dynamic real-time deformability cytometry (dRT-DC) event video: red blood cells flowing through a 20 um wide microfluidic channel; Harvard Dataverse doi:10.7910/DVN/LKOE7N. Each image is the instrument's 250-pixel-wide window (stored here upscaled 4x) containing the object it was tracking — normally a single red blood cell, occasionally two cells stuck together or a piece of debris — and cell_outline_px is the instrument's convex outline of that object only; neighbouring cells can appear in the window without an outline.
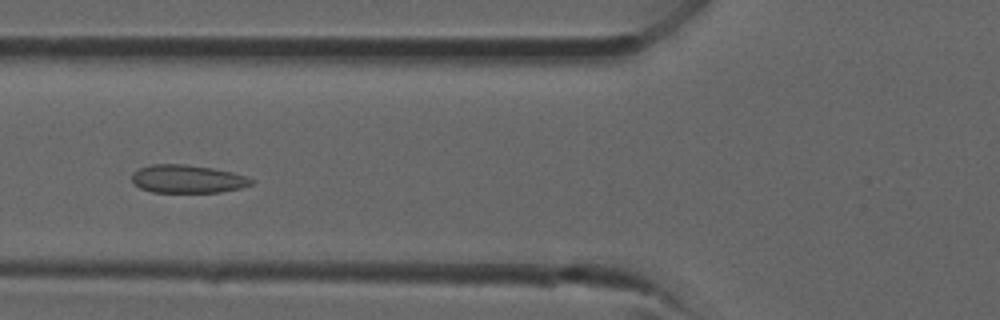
{"species": "common noctule bat (a hibernating species)", "species_latin": "Nyctalus noctula", "temperature_condition": "room temperature", "stored_images_in_passage": 35, "camera_frame_rate_fps": 3000, "um_per_image_px": 0.085, "animal": {"sex": "male", "forearm_length_mm": 52.5}, "frame": {"image": 1, "passage_image": 12, "time_ms": 3.667, "image_size_px": [1000, 320], "cell_outline_px": [[256, 180], [252, 184], [240, 188], [220, 192], [152, 192], [140, 188], [132, 180], [132, 172], [140, 168], [152, 164], [184, 164], [212, 168], [232, 172]], "centroid_in_image_um": [15.94, 15.21], "position_along_channel_um": 109.9, "area_um2": 19.48}}
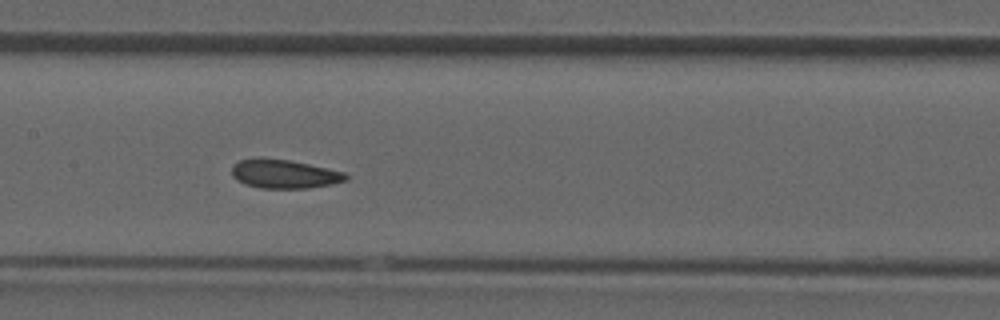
{"frame": {"image": 2, "passage_image": 16, "time_ms": 5.0, "image_size_px": [1000, 320], "cell_outline_px": [[348, 180], [328, 184], [304, 188], [260, 188], [244, 184], [236, 180], [232, 176], [232, 164], [240, 160], [256, 156], [264, 156], [288, 160], [308, 164], [344, 172], [348, 176]], "centroid_in_image_um": [24.07, 14.76], "position_along_channel_um": 183.3, "area_um2": 19.31}}
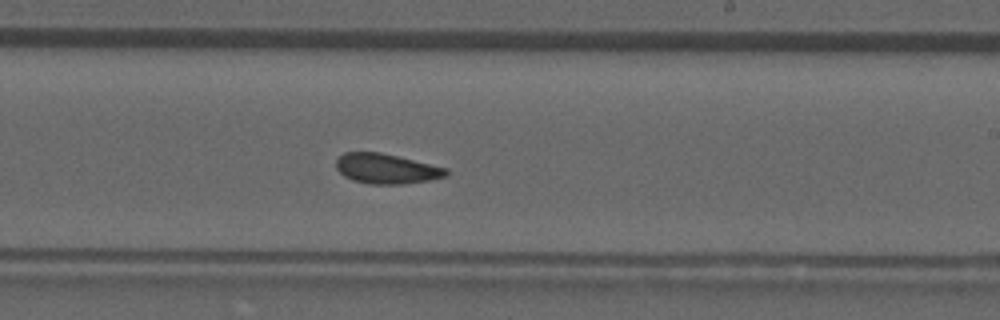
{"frame": {"image": 3, "passage_image": 20, "time_ms": 6.333, "image_size_px": [1000, 320], "cell_outline_px": [[448, 176], [428, 180], [400, 184], [368, 184], [352, 180], [344, 176], [336, 168], [336, 160], [344, 152], [380, 152], [448, 168]], "centroid_in_image_um": [32.83, 14.34], "position_along_channel_um": 256.2, "area_um2": 19.19}}